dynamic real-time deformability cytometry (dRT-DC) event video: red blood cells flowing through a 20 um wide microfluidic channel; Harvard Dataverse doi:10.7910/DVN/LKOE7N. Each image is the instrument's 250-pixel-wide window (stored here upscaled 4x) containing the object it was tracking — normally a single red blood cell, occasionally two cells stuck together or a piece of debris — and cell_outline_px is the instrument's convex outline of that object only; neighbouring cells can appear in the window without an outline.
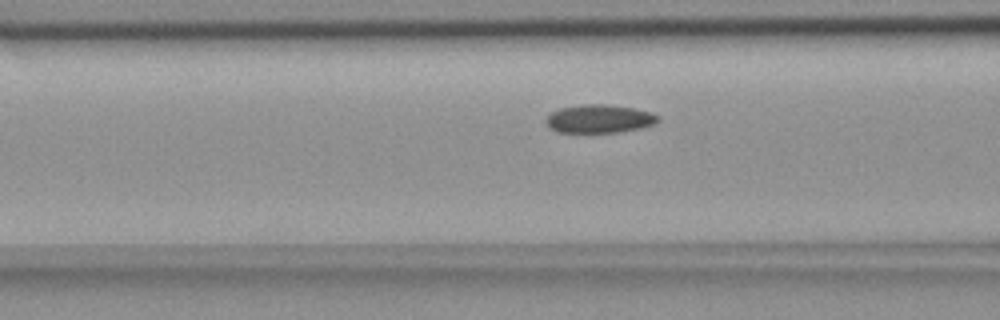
{"species": "common noctule bat (a hibernating species)", "species_latin": "Nyctalus noctula", "temperature_condition": "room temperature", "stored_images_in_passage": 41, "camera_frame_rate_fps": 3000, "um_per_image_px": 0.085, "animal": {"sex": "female", "body_mass_g": 18.4}, "frame": {"image": 1, "passage_image": 9, "time_ms": 2.667, "image_size_px": [1000, 320], "cell_outline_px": [[660, 120], [652, 124], [640, 128], [620, 132], [556, 132], [548, 128], [544, 120], [552, 112], [560, 108], [584, 104], [604, 104], [636, 108], [652, 112], [660, 116]], "centroid_in_image_um": [50.94, 10.09], "position_along_channel_um": 115.7, "area_um2": 18.61}}
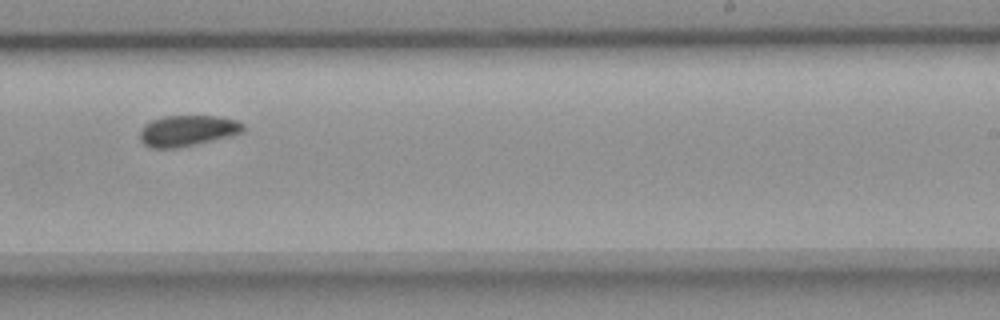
{"frame": {"image": 2, "passage_image": 22, "time_ms": 7.0, "image_size_px": [1000, 320], "cell_outline_px": [[244, 132], [196, 144], [176, 148], [152, 148], [144, 144], [140, 140], [140, 128], [144, 124], [152, 120], [164, 116], [216, 116], [236, 120], [244, 124]], "centroid_in_image_um": [15.91, 11.1], "position_along_channel_um": 273.1, "area_um2": 18.55}}
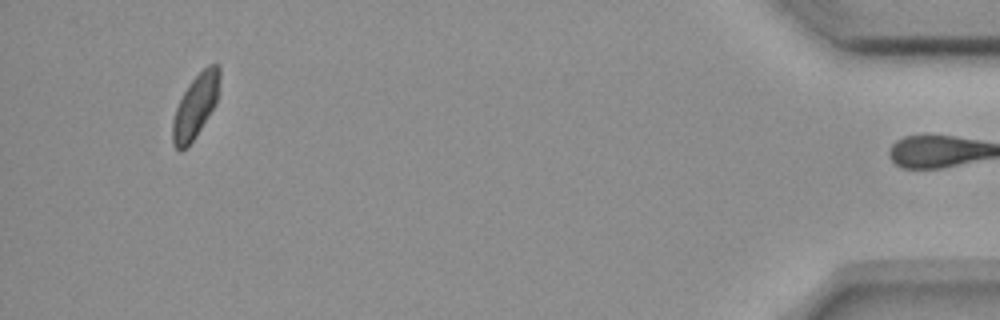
{"frame": {"image": 3, "passage_image": 40, "time_ms": 13.0, "image_size_px": [1000, 320], "cell_outline_px": [[220, 76], [216, 104], [196, 136], [180, 152], [172, 144], [172, 120], [176, 108], [188, 84], [208, 64], [220, 64]], "centroid_in_image_um": [16.62, 9.01], "position_along_channel_um": 418.6, "area_um2": 17.28}, "authors_computed_cell_mechanics": {"area_um2": 18.6116, "velocity_mm_per_s": 3.6456, "shape_relaxation_time_tau1_ms": 4.1024, "shape_relaxation_time_tau2_ms": null, "deformation_change_tau1": 0.0656, "deformation_change_tau2": null}}